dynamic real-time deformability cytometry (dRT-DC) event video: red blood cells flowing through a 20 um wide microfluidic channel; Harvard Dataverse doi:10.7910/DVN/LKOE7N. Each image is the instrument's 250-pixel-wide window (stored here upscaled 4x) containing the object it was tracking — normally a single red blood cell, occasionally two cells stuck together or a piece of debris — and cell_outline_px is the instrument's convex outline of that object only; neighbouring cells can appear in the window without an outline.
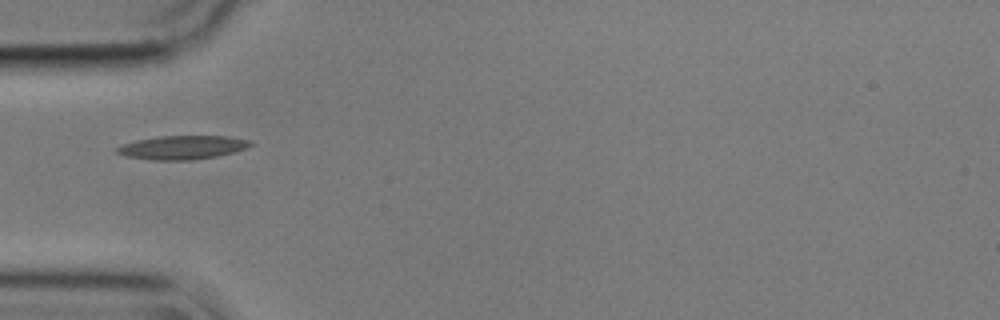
{"species": "common noctule bat (a hibernating species)", "species_latin": "Nyctalus noctula", "temperature_condition": "cold", "stored_images_in_passage": 35, "camera_frame_rate_fps": 3000, "um_per_image_px": 0.085, "animal": {"sex": "male", "body_mass_g": 17.9}, "frame": {"image": 1, "passage_image": 1, "time_ms": 0.0, "image_size_px": [1000, 320], "cell_outline_px": [[252, 144], [248, 148], [216, 156], [192, 160], [156, 160], [128, 156], [116, 152], [116, 148], [124, 144], [136, 140], [156, 136], [228, 136], [252, 140]], "centroid_in_image_um": [15.54, 12.52], "position_along_channel_um": 69.5, "area_um2": 18.32}}
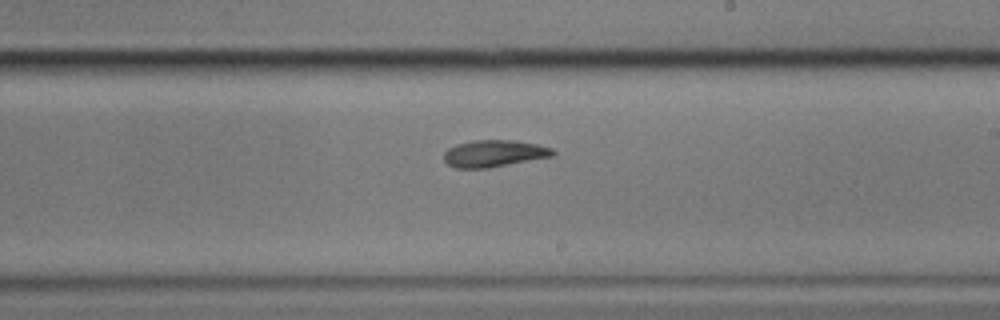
{"frame": {"image": 2, "passage_image": 16, "time_ms": 5.0, "image_size_px": [1000, 320], "cell_outline_px": [[556, 152], [552, 156], [488, 168], [456, 168], [448, 164], [444, 160], [444, 152], [448, 148], [456, 144], [472, 140], [512, 140], [536, 144], [552, 148]], "centroid_in_image_um": [41.96, 13.04], "position_along_channel_um": 247.0, "area_um2": 16.99}}
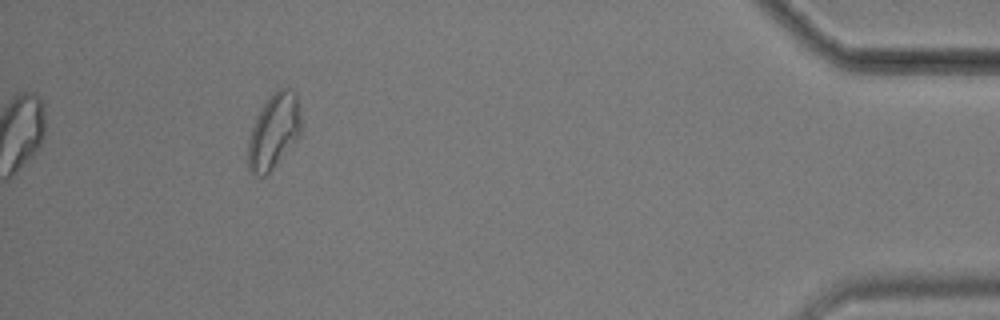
{"frame": {"image": 3, "passage_image": 35, "time_ms": 11.333, "image_size_px": [1000, 320], "cell_outline_px": [[300, 136], [272, 168], [264, 176], [260, 176], [252, 172], [248, 168], [248, 140], [256, 116], [264, 104], [280, 88], [288, 84], [296, 92], [300, 108]], "centroid_in_image_um": [23.29, 11.11], "position_along_channel_um": 411.9, "area_um2": 22.95}, "authors_computed_cell_mechanics": {"area_um2": 16.9932, "velocity_mm_per_s": 3.5477, "shape_relaxation_time_tau1_ms": 3.1965, "shape_relaxation_time_tau2_ms": 5.5889, "deformation_change_tau1": 0.1394, "deformation_change_tau2": 0.1298}}